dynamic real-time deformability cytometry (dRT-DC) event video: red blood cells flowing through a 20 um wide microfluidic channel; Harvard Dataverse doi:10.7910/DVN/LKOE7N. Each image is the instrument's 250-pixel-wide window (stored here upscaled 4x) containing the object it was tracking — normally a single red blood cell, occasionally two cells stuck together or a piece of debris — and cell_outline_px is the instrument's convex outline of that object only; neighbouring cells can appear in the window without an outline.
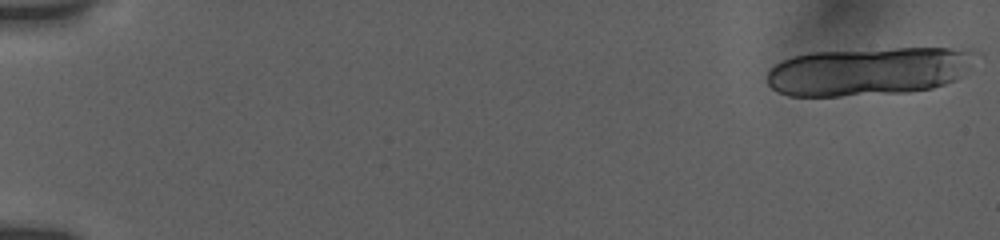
{"species": "human", "species_latin": "Homo sapiens", "temperature_condition": "room temperature", "stored_images_in_passage": 21, "camera_frame_rate_fps": 3000, "um_per_image_px": 0.085, "donor": {"sex": "female"}, "frame": {"image": 1, "passage_image": 1, "time_ms": 0.0, "image_size_px": [1000, 240], "cell_outline_px": [[984, 56], [956, 80], [932, 88], [908, 92], [840, 96], [788, 96], [772, 88], [768, 84], [768, 68], [792, 56], [812, 52], [896, 48], [948, 48], [980, 52]], "centroid_in_image_um": [73.91, 6.05], "position_along_channel_um": 11.1, "area_um2": 59.25}}